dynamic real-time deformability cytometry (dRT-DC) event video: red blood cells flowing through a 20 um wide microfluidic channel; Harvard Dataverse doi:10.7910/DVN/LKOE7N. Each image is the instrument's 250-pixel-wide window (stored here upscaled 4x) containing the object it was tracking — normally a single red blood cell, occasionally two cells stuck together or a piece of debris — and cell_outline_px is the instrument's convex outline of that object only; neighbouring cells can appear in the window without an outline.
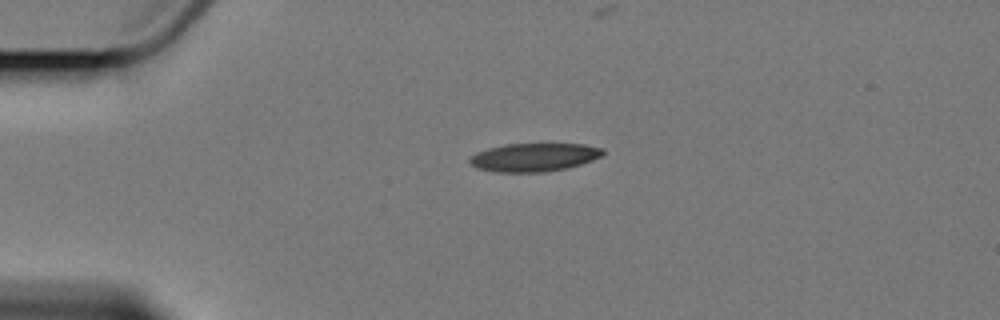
{"species": "Egyptian fruit bat (a non-hibernating species)", "species_latin": "Rousettus aegyptiacus", "temperature_condition": "cold", "stored_images_in_passage": 3, "camera_frame_rate_fps": 3000, "um_per_image_px": 0.085, "animal": {"sex": "female"}, "frame": {"image": 1, "passage_image": 1, "time_ms": 0.0, "image_size_px": [1000, 320], "cell_outline_px": [[604, 152], [600, 156], [592, 160], [580, 164], [564, 168], [544, 172], [496, 172], [476, 168], [468, 160], [476, 152], [488, 148], [504, 144], [584, 144], [604, 148]], "centroid_in_image_um": [45.37, 13.36], "position_along_channel_um": 39.6, "area_um2": 21.85}}